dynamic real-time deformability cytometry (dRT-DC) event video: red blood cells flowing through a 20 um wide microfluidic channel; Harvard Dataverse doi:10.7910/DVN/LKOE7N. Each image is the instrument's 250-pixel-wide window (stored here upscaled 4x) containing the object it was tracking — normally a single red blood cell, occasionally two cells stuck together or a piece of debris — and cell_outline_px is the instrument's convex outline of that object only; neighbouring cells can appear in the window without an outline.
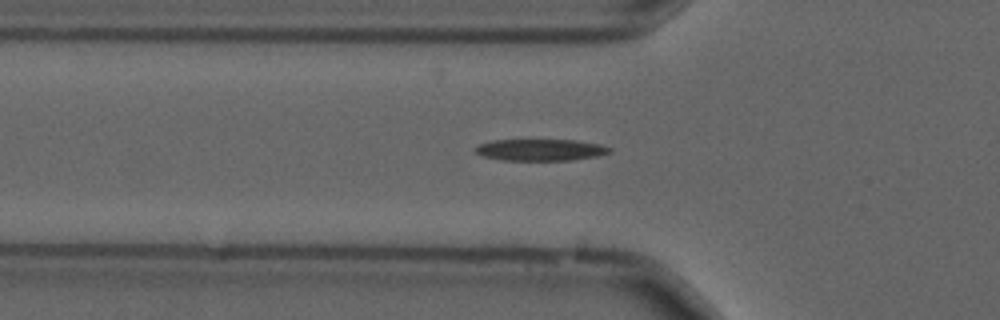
{"species": "common noctule bat (a hibernating species)", "species_latin": "Nyctalus noctula", "temperature_condition": "cold", "stored_images_in_passage": 38, "camera_frame_rate_fps": 3000, "um_per_image_px": 0.085, "animal": {"sex": "male", "forearm_length_mm": 52.5}, "frame": {"image": 1, "passage_image": 4, "time_ms": 1.0, "image_size_px": [1000, 320], "cell_outline_px": [[612, 152], [596, 156], [572, 160], [504, 160], [484, 156], [476, 152], [476, 148], [480, 144], [492, 140], [576, 140], [600, 144], [612, 148]], "centroid_in_image_um": [46.0, 12.73], "position_along_channel_um": 79.8, "area_um2": 16.76}}
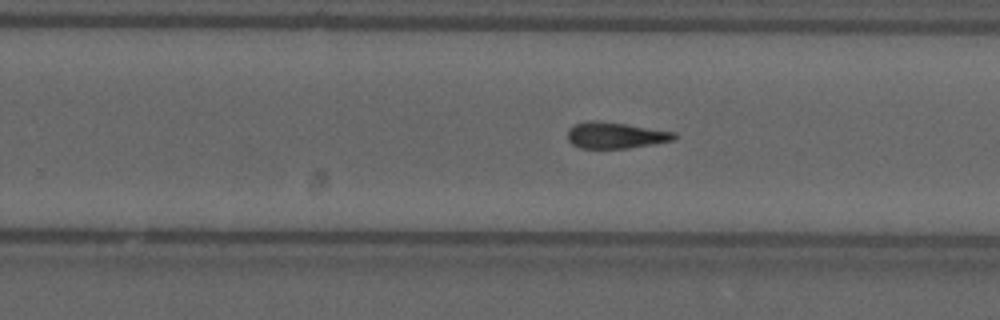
{"frame": {"image": 2, "passage_image": 20, "time_ms": 6.333, "image_size_px": [1000, 320], "cell_outline_px": [[676, 140], [628, 148], [580, 148], [572, 144], [568, 140], [568, 128], [572, 124], [588, 120], [596, 120], [624, 124], [676, 132]], "centroid_in_image_um": [52.28, 11.49], "position_along_channel_um": 277.5, "area_um2": 16.36}}
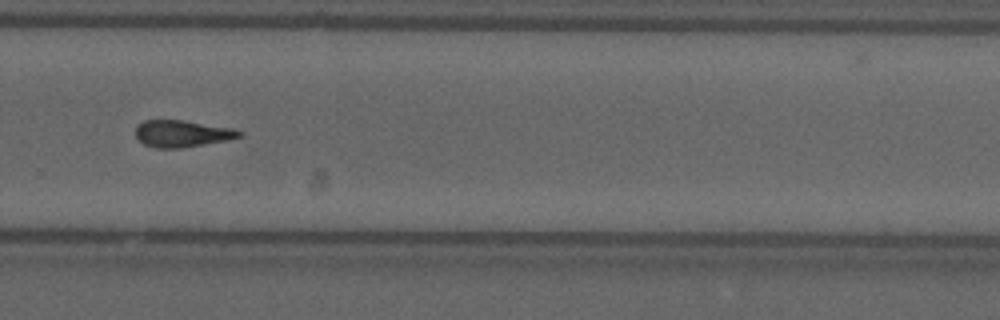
{"frame": {"image": 3, "passage_image": 23, "time_ms": 7.333, "image_size_px": [1000, 320], "cell_outline_px": [[244, 132], [240, 136], [228, 140], [180, 148], [156, 148], [144, 144], [136, 136], [136, 124], [144, 120], [184, 120], [236, 128]], "centroid_in_image_um": [15.5, 11.34], "position_along_channel_um": 314.3, "area_um2": 16.36}}